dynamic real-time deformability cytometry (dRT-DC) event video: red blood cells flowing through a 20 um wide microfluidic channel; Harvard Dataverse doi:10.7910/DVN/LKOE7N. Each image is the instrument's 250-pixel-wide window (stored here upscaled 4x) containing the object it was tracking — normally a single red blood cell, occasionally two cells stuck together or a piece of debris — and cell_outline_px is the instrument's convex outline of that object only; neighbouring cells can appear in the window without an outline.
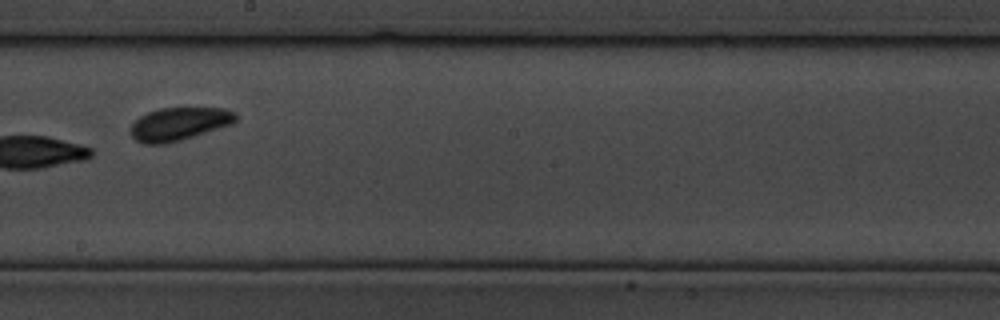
{"species": "common noctule bat (a hibernating species)", "species_latin": "Nyctalus noctula", "temperature_condition": "cold", "stored_images_in_passage": 21, "camera_frame_rate_fps": 3000, "um_per_image_px": 0.085, "animal": {"sex": "male", "body_mass_g": 19.5, "forearm_length_mm": 54.6}, "frame": {"image": 1, "passage_image": 10, "time_ms": 3.0, "image_size_px": [1000, 320], "cell_outline_px": [[236, 120], [232, 124], [180, 140], [164, 144], [144, 144], [136, 140], [132, 136], [128, 128], [140, 116], [148, 112], [160, 108], [224, 108], [236, 112]], "centroid_in_image_um": [15.2, 10.53], "position_along_channel_um": 233.0, "area_um2": 20.17}}